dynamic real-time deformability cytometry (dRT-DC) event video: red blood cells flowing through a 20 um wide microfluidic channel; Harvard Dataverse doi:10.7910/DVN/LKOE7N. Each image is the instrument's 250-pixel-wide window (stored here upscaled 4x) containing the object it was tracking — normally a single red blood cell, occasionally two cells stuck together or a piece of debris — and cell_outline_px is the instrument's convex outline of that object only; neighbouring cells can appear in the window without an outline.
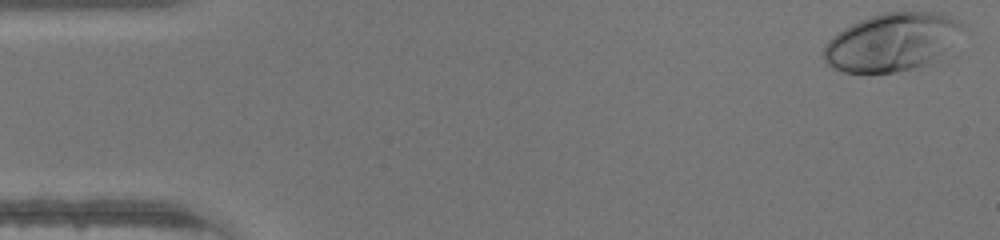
{"species": "human", "species_latin": "Homo sapiens", "temperature_condition": "warm", "stored_images_in_passage": 39, "camera_frame_rate_fps": 3000, "um_per_image_px": 0.085, "donor": {"sex": "male"}, "frame": {"image": 1, "passage_image": 1, "time_ms": 0.0, "image_size_px": [1000, 240], "cell_outline_px": [[964, 28], [944, 52], [924, 64], [916, 68], [896, 72], [844, 72], [832, 68], [824, 60], [824, 44], [836, 32], [860, 20], [884, 12], [940, 12], [952, 16], [964, 24]], "centroid_in_image_um": [75.78, 3.56], "position_along_channel_um": 9.2, "area_um2": 46.53}}
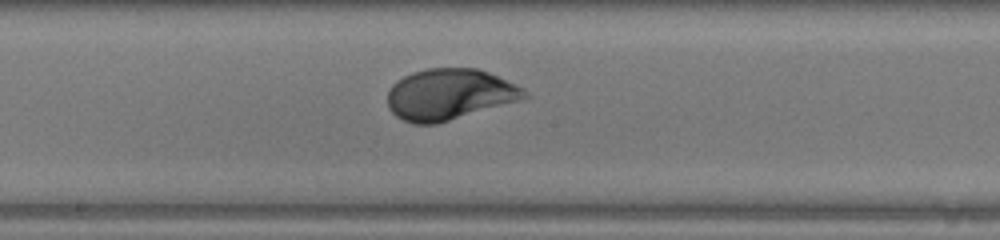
{"frame": {"image": 2, "passage_image": 24, "time_ms": 7.667, "image_size_px": [1000, 240], "cell_outline_px": [[532, 96], [520, 100], [436, 124], [412, 124], [396, 116], [388, 108], [388, 92], [392, 84], [396, 80], [412, 72], [428, 68], [476, 68], [488, 72], [516, 84], [524, 88]], "centroid_in_image_um": [38.21, 8.02], "position_along_channel_um": 210.0, "area_um2": 40.81}}
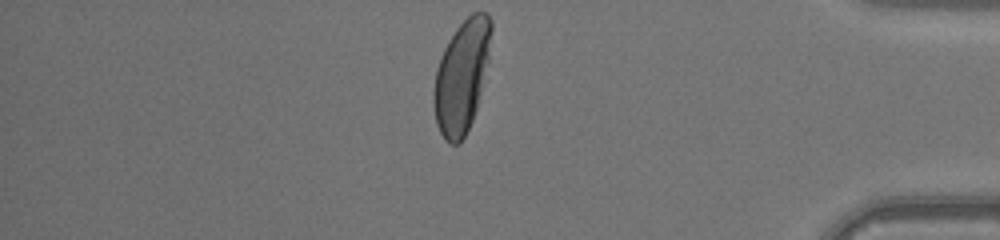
{"frame": {"image": 3, "passage_image": 39, "time_ms": 12.667, "image_size_px": [1000, 240], "cell_outline_px": [[492, 28], [488, 60], [476, 108], [472, 120], [460, 144], [448, 144], [444, 140], [436, 124], [432, 104], [432, 92], [436, 72], [444, 48], [448, 40], [456, 28], [472, 12], [484, 12], [492, 20]], "centroid_in_image_um": [39.22, 6.51], "position_along_channel_um": 396.0, "area_um2": 37.45}}